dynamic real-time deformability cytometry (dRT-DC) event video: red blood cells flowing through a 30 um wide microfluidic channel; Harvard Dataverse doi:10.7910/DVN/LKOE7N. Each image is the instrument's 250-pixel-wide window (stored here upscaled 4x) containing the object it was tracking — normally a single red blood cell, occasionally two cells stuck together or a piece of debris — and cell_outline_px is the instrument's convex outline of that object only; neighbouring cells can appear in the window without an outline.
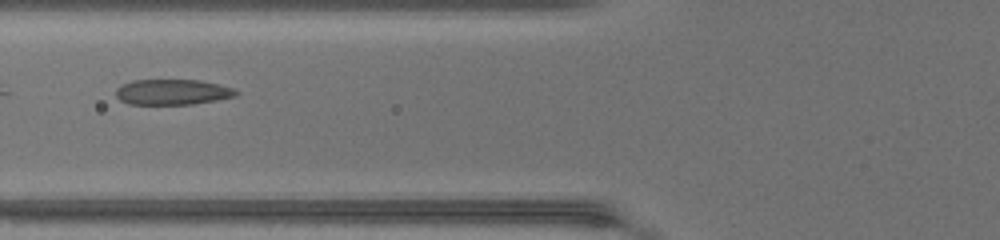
{"species": "common noctule bat (a hibernating species)", "species_latin": "Nyctalus noctula", "temperature_condition": "warm", "stored_images_in_passage": 27, "camera_frame_rate_fps": 3000, "um_per_image_px": 0.085, "animal": {"sex": "female", "body_mass_g": 17.0, "forearm_length_mm": 48.0}, "frame": {"image": 1, "passage_image": 4, "time_ms": 1.0, "image_size_px": [1000, 240], "cell_outline_px": [[240, 92], [236, 96], [216, 100], [192, 104], [128, 104], [120, 100], [116, 96], [116, 88], [120, 84], [132, 80], [200, 80], [220, 84], [232, 88]], "centroid_in_image_um": [14.64, 7.81], "position_along_channel_um": 111.2, "area_um2": 17.98}}
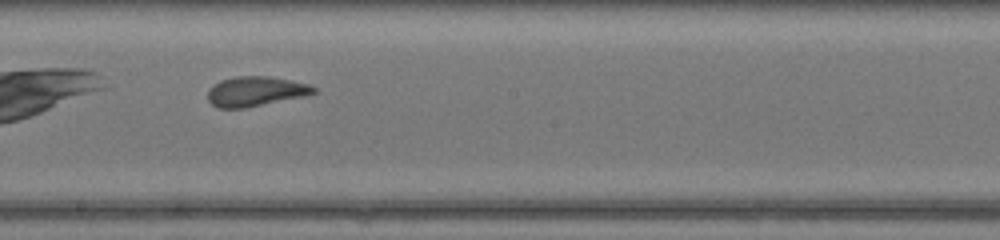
{"frame": {"image": 2, "passage_image": 12, "time_ms": 3.667, "image_size_px": [1000, 240], "cell_outline_px": [[316, 92], [304, 96], [244, 108], [216, 108], [208, 100], [208, 88], [212, 84], [220, 80], [236, 76], [268, 76], [308, 84], [316, 88]], "centroid_in_image_um": [21.66, 7.76], "position_along_channel_um": 226.5, "area_um2": 18.32}}
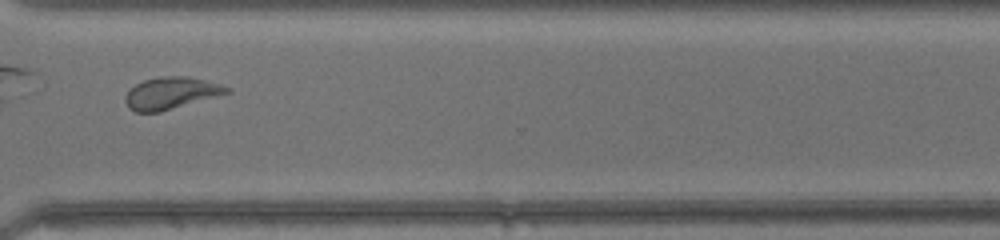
{"frame": {"image": 3, "passage_image": 21, "time_ms": 6.667, "image_size_px": [1000, 240], "cell_outline_px": [[232, 92], [160, 112], [136, 112], [128, 108], [124, 100], [124, 96], [136, 84], [144, 80], [160, 76], [188, 76], [220, 84], [232, 88]], "centroid_in_image_um": [14.55, 7.91], "position_along_channel_um": 356.1, "area_um2": 18.96}, "authors_computed_cell_mechanics": {"area_um2": 18.496, "velocity_mm_per_s": 4.3326, "shape_relaxation_time_tau1_ms": 4.2448, "shape_relaxation_time_tau2_ms": 1.3287, "deformation_change_tau1": 0.1571, "deformation_change_tau2": 0.0886}}